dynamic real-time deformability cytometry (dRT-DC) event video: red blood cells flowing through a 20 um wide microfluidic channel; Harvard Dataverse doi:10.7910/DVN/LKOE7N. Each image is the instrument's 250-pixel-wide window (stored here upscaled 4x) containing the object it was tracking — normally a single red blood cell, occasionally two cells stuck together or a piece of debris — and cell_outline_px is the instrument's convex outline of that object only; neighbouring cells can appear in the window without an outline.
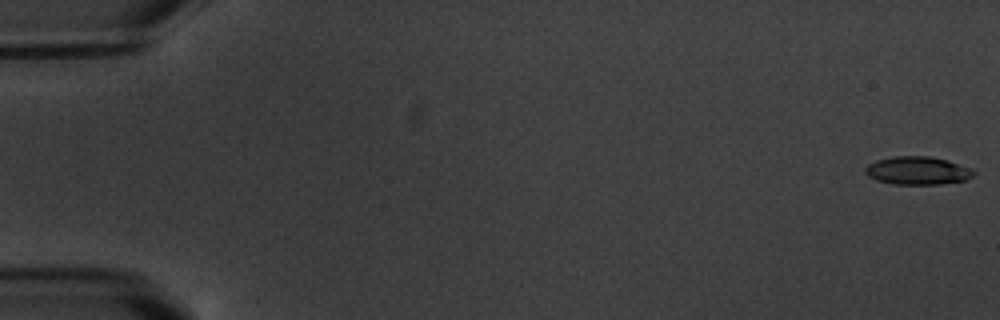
{"species": "common noctule bat (a hibernating species)", "species_latin": "Nyctalus noctula", "temperature_condition": "warm", "stored_images_in_passage": 6, "camera_frame_rate_fps": 3000, "um_per_image_px": 0.085, "animal": {"sex": "male", "body_mass_g": 20.1, "forearm_length_mm": 53.5}, "frame": {"image": 1, "passage_image": 1, "time_ms": 0.0, "image_size_px": [1000, 320], "cell_outline_px": [[976, 172], [972, 176], [964, 180], [940, 184], [892, 184], [876, 180], [868, 176], [864, 172], [864, 168], [868, 164], [876, 160], [892, 156], [928, 156], [948, 160], [972, 168]], "centroid_in_image_um": [77.97, 14.49], "position_along_channel_um": 7.0, "area_um2": 17.86}}
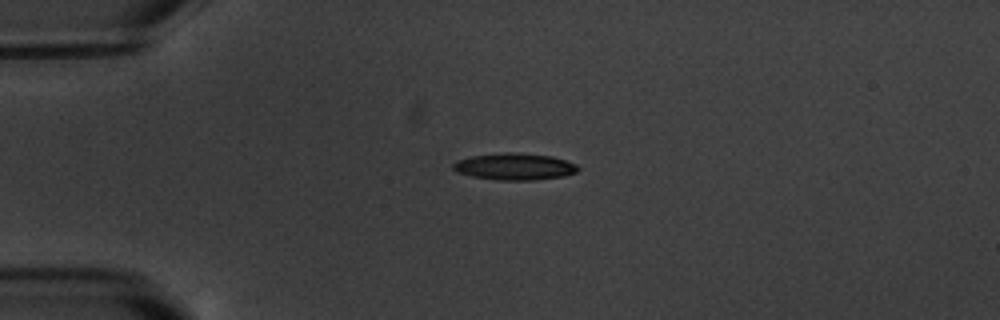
{"frame": {"image": 2, "passage_image": 5, "time_ms": 4.667, "image_size_px": [1000, 320], "cell_outline_px": [[580, 168], [576, 172], [564, 176], [536, 180], [500, 180], [472, 176], [456, 172], [452, 168], [452, 164], [456, 160], [472, 156], [508, 152], [516, 152], [552, 156], [576, 164]], "centroid_in_image_um": [43.73, 14.16], "position_along_channel_um": 41.3, "area_um2": 19.48}}